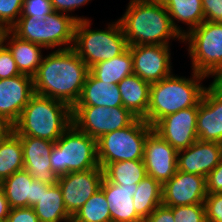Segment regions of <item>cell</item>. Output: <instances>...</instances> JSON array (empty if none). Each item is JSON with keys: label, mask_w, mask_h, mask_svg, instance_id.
<instances>
[{"label": "cell", "mask_w": 222, "mask_h": 222, "mask_svg": "<svg viewBox=\"0 0 222 222\" xmlns=\"http://www.w3.org/2000/svg\"><path fill=\"white\" fill-rule=\"evenodd\" d=\"M102 180L103 169L101 167L70 172L59 177L58 185L62 192L63 202L71 216L100 189Z\"/></svg>", "instance_id": "8fae6325"}, {"label": "cell", "mask_w": 222, "mask_h": 222, "mask_svg": "<svg viewBox=\"0 0 222 222\" xmlns=\"http://www.w3.org/2000/svg\"><path fill=\"white\" fill-rule=\"evenodd\" d=\"M205 21L222 23V0H202Z\"/></svg>", "instance_id": "f35d334b"}, {"label": "cell", "mask_w": 222, "mask_h": 222, "mask_svg": "<svg viewBox=\"0 0 222 222\" xmlns=\"http://www.w3.org/2000/svg\"><path fill=\"white\" fill-rule=\"evenodd\" d=\"M138 184L134 186L117 185L107 181L104 177L100 189L104 192L111 213V222H143L137 215L133 195Z\"/></svg>", "instance_id": "ffe728a7"}, {"label": "cell", "mask_w": 222, "mask_h": 222, "mask_svg": "<svg viewBox=\"0 0 222 222\" xmlns=\"http://www.w3.org/2000/svg\"><path fill=\"white\" fill-rule=\"evenodd\" d=\"M153 130L144 119L136 118L129 126L108 132L97 139V158L103 169L117 161L143 160L145 142Z\"/></svg>", "instance_id": "52a82bcc"}, {"label": "cell", "mask_w": 222, "mask_h": 222, "mask_svg": "<svg viewBox=\"0 0 222 222\" xmlns=\"http://www.w3.org/2000/svg\"><path fill=\"white\" fill-rule=\"evenodd\" d=\"M22 169L24 160L21 139L13 132L0 143V182Z\"/></svg>", "instance_id": "f546056e"}, {"label": "cell", "mask_w": 222, "mask_h": 222, "mask_svg": "<svg viewBox=\"0 0 222 222\" xmlns=\"http://www.w3.org/2000/svg\"><path fill=\"white\" fill-rule=\"evenodd\" d=\"M34 94L33 77L20 74L0 79V116L13 125Z\"/></svg>", "instance_id": "2e32d148"}, {"label": "cell", "mask_w": 222, "mask_h": 222, "mask_svg": "<svg viewBox=\"0 0 222 222\" xmlns=\"http://www.w3.org/2000/svg\"><path fill=\"white\" fill-rule=\"evenodd\" d=\"M24 0H0V27L9 30L22 14Z\"/></svg>", "instance_id": "836d02e7"}, {"label": "cell", "mask_w": 222, "mask_h": 222, "mask_svg": "<svg viewBox=\"0 0 222 222\" xmlns=\"http://www.w3.org/2000/svg\"><path fill=\"white\" fill-rule=\"evenodd\" d=\"M192 73L191 79L171 74L150 85L149 106L144 118L150 126L166 115L194 107L201 101L206 87L200 83L207 76Z\"/></svg>", "instance_id": "277c9868"}, {"label": "cell", "mask_w": 222, "mask_h": 222, "mask_svg": "<svg viewBox=\"0 0 222 222\" xmlns=\"http://www.w3.org/2000/svg\"><path fill=\"white\" fill-rule=\"evenodd\" d=\"M52 171L59 177L100 167L97 140L80 131L73 123L54 143L50 154Z\"/></svg>", "instance_id": "8992f818"}, {"label": "cell", "mask_w": 222, "mask_h": 222, "mask_svg": "<svg viewBox=\"0 0 222 222\" xmlns=\"http://www.w3.org/2000/svg\"><path fill=\"white\" fill-rule=\"evenodd\" d=\"M10 38V42L6 41ZM2 42H7L6 46L11 51L15 63L21 74L33 77L41 65L43 46L35 44L15 36L10 30H5Z\"/></svg>", "instance_id": "7402d4cb"}, {"label": "cell", "mask_w": 222, "mask_h": 222, "mask_svg": "<svg viewBox=\"0 0 222 222\" xmlns=\"http://www.w3.org/2000/svg\"><path fill=\"white\" fill-rule=\"evenodd\" d=\"M211 76H215L209 87L222 97V67L217 69Z\"/></svg>", "instance_id": "f6af8a7d"}, {"label": "cell", "mask_w": 222, "mask_h": 222, "mask_svg": "<svg viewBox=\"0 0 222 222\" xmlns=\"http://www.w3.org/2000/svg\"><path fill=\"white\" fill-rule=\"evenodd\" d=\"M147 176L143 160L117 161L103 168V177L117 185L134 186Z\"/></svg>", "instance_id": "f1b7e54d"}, {"label": "cell", "mask_w": 222, "mask_h": 222, "mask_svg": "<svg viewBox=\"0 0 222 222\" xmlns=\"http://www.w3.org/2000/svg\"><path fill=\"white\" fill-rule=\"evenodd\" d=\"M204 205L207 222H222V193L207 194Z\"/></svg>", "instance_id": "8d00e7d4"}, {"label": "cell", "mask_w": 222, "mask_h": 222, "mask_svg": "<svg viewBox=\"0 0 222 222\" xmlns=\"http://www.w3.org/2000/svg\"><path fill=\"white\" fill-rule=\"evenodd\" d=\"M90 0H51L53 10L59 13H64L68 11H74L75 8H79L85 5Z\"/></svg>", "instance_id": "b9f144b4"}, {"label": "cell", "mask_w": 222, "mask_h": 222, "mask_svg": "<svg viewBox=\"0 0 222 222\" xmlns=\"http://www.w3.org/2000/svg\"><path fill=\"white\" fill-rule=\"evenodd\" d=\"M46 19L48 20V48L53 49L60 46L58 50L73 47V44L70 43H74L77 21L87 20L84 17L70 16L56 11L48 15ZM62 45L64 47L61 48Z\"/></svg>", "instance_id": "484cf974"}, {"label": "cell", "mask_w": 222, "mask_h": 222, "mask_svg": "<svg viewBox=\"0 0 222 222\" xmlns=\"http://www.w3.org/2000/svg\"><path fill=\"white\" fill-rule=\"evenodd\" d=\"M123 107L134 116L144 119L147 115L150 96V83L136 74L123 78L118 84Z\"/></svg>", "instance_id": "603a6c76"}, {"label": "cell", "mask_w": 222, "mask_h": 222, "mask_svg": "<svg viewBox=\"0 0 222 222\" xmlns=\"http://www.w3.org/2000/svg\"><path fill=\"white\" fill-rule=\"evenodd\" d=\"M206 188L208 194L222 193V159L206 176Z\"/></svg>", "instance_id": "ab89813d"}, {"label": "cell", "mask_w": 222, "mask_h": 222, "mask_svg": "<svg viewBox=\"0 0 222 222\" xmlns=\"http://www.w3.org/2000/svg\"><path fill=\"white\" fill-rule=\"evenodd\" d=\"M118 21L129 46H169L170 38L183 40L161 0H130L125 14Z\"/></svg>", "instance_id": "7a4b0ae2"}, {"label": "cell", "mask_w": 222, "mask_h": 222, "mask_svg": "<svg viewBox=\"0 0 222 222\" xmlns=\"http://www.w3.org/2000/svg\"><path fill=\"white\" fill-rule=\"evenodd\" d=\"M14 132V126L7 119L0 116V143Z\"/></svg>", "instance_id": "7bdbcfd3"}, {"label": "cell", "mask_w": 222, "mask_h": 222, "mask_svg": "<svg viewBox=\"0 0 222 222\" xmlns=\"http://www.w3.org/2000/svg\"><path fill=\"white\" fill-rule=\"evenodd\" d=\"M89 71L103 82L118 84L126 76L134 74L130 49L110 60L97 63Z\"/></svg>", "instance_id": "83f0119b"}, {"label": "cell", "mask_w": 222, "mask_h": 222, "mask_svg": "<svg viewBox=\"0 0 222 222\" xmlns=\"http://www.w3.org/2000/svg\"><path fill=\"white\" fill-rule=\"evenodd\" d=\"M89 73L73 48L56 50L42 59L33 76L34 93L67 103L78 101Z\"/></svg>", "instance_id": "6da1fadb"}, {"label": "cell", "mask_w": 222, "mask_h": 222, "mask_svg": "<svg viewBox=\"0 0 222 222\" xmlns=\"http://www.w3.org/2000/svg\"><path fill=\"white\" fill-rule=\"evenodd\" d=\"M177 155L178 151L152 130L146 138L143 154L147 175L163 185L177 171Z\"/></svg>", "instance_id": "4fadbf2b"}, {"label": "cell", "mask_w": 222, "mask_h": 222, "mask_svg": "<svg viewBox=\"0 0 222 222\" xmlns=\"http://www.w3.org/2000/svg\"><path fill=\"white\" fill-rule=\"evenodd\" d=\"M183 41L189 42L193 71L208 77L222 67V23L203 21Z\"/></svg>", "instance_id": "ba28073f"}, {"label": "cell", "mask_w": 222, "mask_h": 222, "mask_svg": "<svg viewBox=\"0 0 222 222\" xmlns=\"http://www.w3.org/2000/svg\"><path fill=\"white\" fill-rule=\"evenodd\" d=\"M136 118L124 107H72V123L96 140L108 132L129 126Z\"/></svg>", "instance_id": "9c48e42d"}, {"label": "cell", "mask_w": 222, "mask_h": 222, "mask_svg": "<svg viewBox=\"0 0 222 222\" xmlns=\"http://www.w3.org/2000/svg\"><path fill=\"white\" fill-rule=\"evenodd\" d=\"M207 194L205 176L177 170L175 175L162 185V204L167 207L204 204Z\"/></svg>", "instance_id": "5bb4252c"}, {"label": "cell", "mask_w": 222, "mask_h": 222, "mask_svg": "<svg viewBox=\"0 0 222 222\" xmlns=\"http://www.w3.org/2000/svg\"><path fill=\"white\" fill-rule=\"evenodd\" d=\"M23 149L24 169L37 181L58 184L59 176L52 171L50 154L55 142L31 136H19Z\"/></svg>", "instance_id": "9a60e30c"}, {"label": "cell", "mask_w": 222, "mask_h": 222, "mask_svg": "<svg viewBox=\"0 0 222 222\" xmlns=\"http://www.w3.org/2000/svg\"><path fill=\"white\" fill-rule=\"evenodd\" d=\"M20 39L48 48V20L18 19L9 29Z\"/></svg>", "instance_id": "1f68e13d"}, {"label": "cell", "mask_w": 222, "mask_h": 222, "mask_svg": "<svg viewBox=\"0 0 222 222\" xmlns=\"http://www.w3.org/2000/svg\"><path fill=\"white\" fill-rule=\"evenodd\" d=\"M54 12L51 0H24L22 14L19 19L45 20Z\"/></svg>", "instance_id": "d6a6232c"}, {"label": "cell", "mask_w": 222, "mask_h": 222, "mask_svg": "<svg viewBox=\"0 0 222 222\" xmlns=\"http://www.w3.org/2000/svg\"><path fill=\"white\" fill-rule=\"evenodd\" d=\"M132 198L137 215L145 220L162 204V185L147 175L138 183Z\"/></svg>", "instance_id": "4316f807"}, {"label": "cell", "mask_w": 222, "mask_h": 222, "mask_svg": "<svg viewBox=\"0 0 222 222\" xmlns=\"http://www.w3.org/2000/svg\"><path fill=\"white\" fill-rule=\"evenodd\" d=\"M74 106L123 107L117 84L101 81L90 71L86 77L80 97Z\"/></svg>", "instance_id": "44dd1931"}, {"label": "cell", "mask_w": 222, "mask_h": 222, "mask_svg": "<svg viewBox=\"0 0 222 222\" xmlns=\"http://www.w3.org/2000/svg\"><path fill=\"white\" fill-rule=\"evenodd\" d=\"M222 159V143L197 140L178 151L177 170L207 176Z\"/></svg>", "instance_id": "e0dca14e"}, {"label": "cell", "mask_w": 222, "mask_h": 222, "mask_svg": "<svg viewBox=\"0 0 222 222\" xmlns=\"http://www.w3.org/2000/svg\"><path fill=\"white\" fill-rule=\"evenodd\" d=\"M11 207L5 197L3 190L0 187V222H5L10 213Z\"/></svg>", "instance_id": "ee69618b"}, {"label": "cell", "mask_w": 222, "mask_h": 222, "mask_svg": "<svg viewBox=\"0 0 222 222\" xmlns=\"http://www.w3.org/2000/svg\"><path fill=\"white\" fill-rule=\"evenodd\" d=\"M71 222H111V213L104 192L99 189L72 216Z\"/></svg>", "instance_id": "4dcf8cb0"}, {"label": "cell", "mask_w": 222, "mask_h": 222, "mask_svg": "<svg viewBox=\"0 0 222 222\" xmlns=\"http://www.w3.org/2000/svg\"><path fill=\"white\" fill-rule=\"evenodd\" d=\"M90 25L89 19L77 21L72 47L89 69L129 48L119 21L109 24L108 30H91Z\"/></svg>", "instance_id": "5b68a950"}, {"label": "cell", "mask_w": 222, "mask_h": 222, "mask_svg": "<svg viewBox=\"0 0 222 222\" xmlns=\"http://www.w3.org/2000/svg\"><path fill=\"white\" fill-rule=\"evenodd\" d=\"M43 184L22 169L1 181L0 187L11 208H22L33 207L39 201Z\"/></svg>", "instance_id": "d6986e66"}, {"label": "cell", "mask_w": 222, "mask_h": 222, "mask_svg": "<svg viewBox=\"0 0 222 222\" xmlns=\"http://www.w3.org/2000/svg\"><path fill=\"white\" fill-rule=\"evenodd\" d=\"M4 31L5 30L2 27H0V44L2 43V37H3Z\"/></svg>", "instance_id": "bcb514c9"}, {"label": "cell", "mask_w": 222, "mask_h": 222, "mask_svg": "<svg viewBox=\"0 0 222 222\" xmlns=\"http://www.w3.org/2000/svg\"><path fill=\"white\" fill-rule=\"evenodd\" d=\"M5 222H40L33 207L11 208Z\"/></svg>", "instance_id": "74e56055"}, {"label": "cell", "mask_w": 222, "mask_h": 222, "mask_svg": "<svg viewBox=\"0 0 222 222\" xmlns=\"http://www.w3.org/2000/svg\"><path fill=\"white\" fill-rule=\"evenodd\" d=\"M168 11L174 29L184 37L188 32L205 21L202 0H161ZM181 21L189 25V30L182 31L174 22Z\"/></svg>", "instance_id": "d4e9b609"}, {"label": "cell", "mask_w": 222, "mask_h": 222, "mask_svg": "<svg viewBox=\"0 0 222 222\" xmlns=\"http://www.w3.org/2000/svg\"><path fill=\"white\" fill-rule=\"evenodd\" d=\"M197 136L201 141L222 143V97L210 87L199 102Z\"/></svg>", "instance_id": "ac0fdd59"}, {"label": "cell", "mask_w": 222, "mask_h": 222, "mask_svg": "<svg viewBox=\"0 0 222 222\" xmlns=\"http://www.w3.org/2000/svg\"><path fill=\"white\" fill-rule=\"evenodd\" d=\"M175 222H207L204 204L173 207Z\"/></svg>", "instance_id": "e575fe53"}, {"label": "cell", "mask_w": 222, "mask_h": 222, "mask_svg": "<svg viewBox=\"0 0 222 222\" xmlns=\"http://www.w3.org/2000/svg\"><path fill=\"white\" fill-rule=\"evenodd\" d=\"M40 222H71L72 216L67 212L61 189L58 184L44 183L41 186L39 201L33 206Z\"/></svg>", "instance_id": "cb8c5ba5"}, {"label": "cell", "mask_w": 222, "mask_h": 222, "mask_svg": "<svg viewBox=\"0 0 222 222\" xmlns=\"http://www.w3.org/2000/svg\"><path fill=\"white\" fill-rule=\"evenodd\" d=\"M134 74L152 84L171 75V56L169 46L165 45H132Z\"/></svg>", "instance_id": "7c38bea8"}, {"label": "cell", "mask_w": 222, "mask_h": 222, "mask_svg": "<svg viewBox=\"0 0 222 222\" xmlns=\"http://www.w3.org/2000/svg\"><path fill=\"white\" fill-rule=\"evenodd\" d=\"M198 109L199 103L194 107L166 115L153 126V130L177 151L187 149L198 140Z\"/></svg>", "instance_id": "30bf717a"}, {"label": "cell", "mask_w": 222, "mask_h": 222, "mask_svg": "<svg viewBox=\"0 0 222 222\" xmlns=\"http://www.w3.org/2000/svg\"><path fill=\"white\" fill-rule=\"evenodd\" d=\"M4 44L6 43L0 44V79L12 78L21 74L11 51Z\"/></svg>", "instance_id": "d590c367"}, {"label": "cell", "mask_w": 222, "mask_h": 222, "mask_svg": "<svg viewBox=\"0 0 222 222\" xmlns=\"http://www.w3.org/2000/svg\"><path fill=\"white\" fill-rule=\"evenodd\" d=\"M72 124V108L65 102L34 93L13 125L18 136L56 142Z\"/></svg>", "instance_id": "3957f363"}, {"label": "cell", "mask_w": 222, "mask_h": 222, "mask_svg": "<svg viewBox=\"0 0 222 222\" xmlns=\"http://www.w3.org/2000/svg\"><path fill=\"white\" fill-rule=\"evenodd\" d=\"M143 222H175L173 207L161 204Z\"/></svg>", "instance_id": "60d3db41"}]
</instances>
